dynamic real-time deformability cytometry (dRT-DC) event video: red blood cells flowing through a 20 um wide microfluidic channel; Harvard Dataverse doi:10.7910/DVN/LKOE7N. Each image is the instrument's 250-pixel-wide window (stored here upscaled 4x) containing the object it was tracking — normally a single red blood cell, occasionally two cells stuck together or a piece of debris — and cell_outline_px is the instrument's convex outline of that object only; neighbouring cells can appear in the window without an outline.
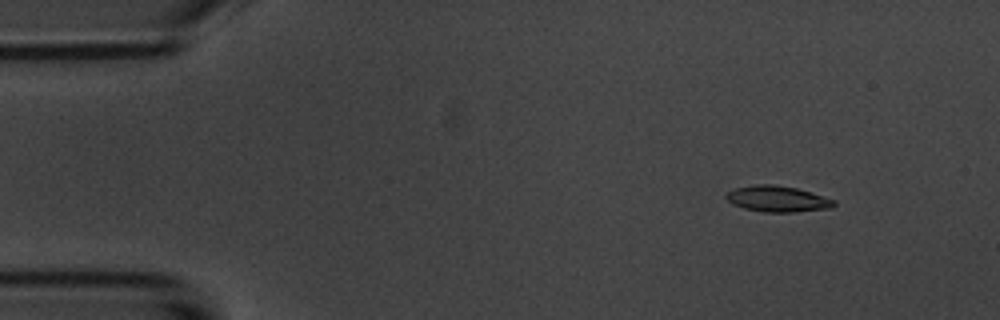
{"species": "common noctule bat (a hibernating species)", "species_latin": "Nyctalus noctula", "temperature_condition": "room temperature", "stored_images_in_passage": 9, "camera_frame_rate_fps": 3000, "um_per_image_px": 0.085, "animal": {"sex": "male", "body_mass_g": 20.1, "forearm_length_mm": 53.5}, "frame": {"image": 1, "passage_image": 2, "time_ms": 1.0, "image_size_px": [1000, 320], "cell_outline_px": [[836, 204], [832, 208], [792, 212], [764, 212], [744, 208], [732, 204], [724, 196], [728, 192], [736, 188], [756, 184], [776, 184], [796, 188], [836, 200]], "centroid_in_image_um": [66.09, 16.9], "position_along_channel_um": 18.9, "area_um2": 16.3}}
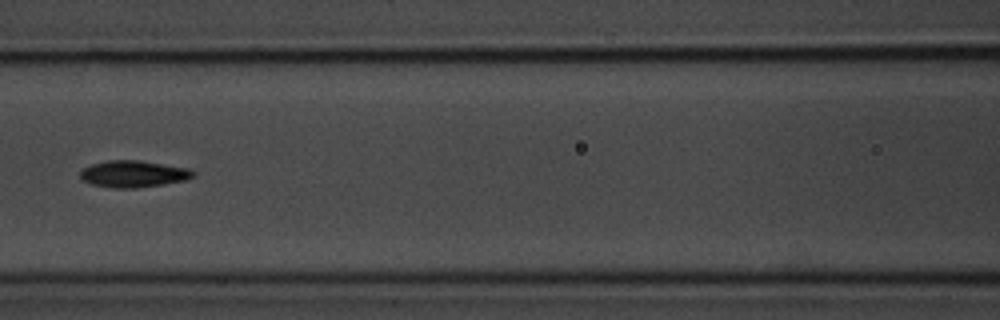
{"frame": {"image": 2, "passage_image": 7, "time_ms": 7.0, "image_size_px": [1000, 320], "cell_outline_px": [[196, 176], [188, 180], [164, 184], [136, 188], [112, 188], [92, 184], [84, 180], [80, 176], [80, 172], [84, 168], [92, 164], [108, 160], [140, 160], [188, 168], [196, 172]], "centroid_in_image_um": [11.4, 14.78], "position_along_channel_um": 155.2, "area_um2": 17.69}}
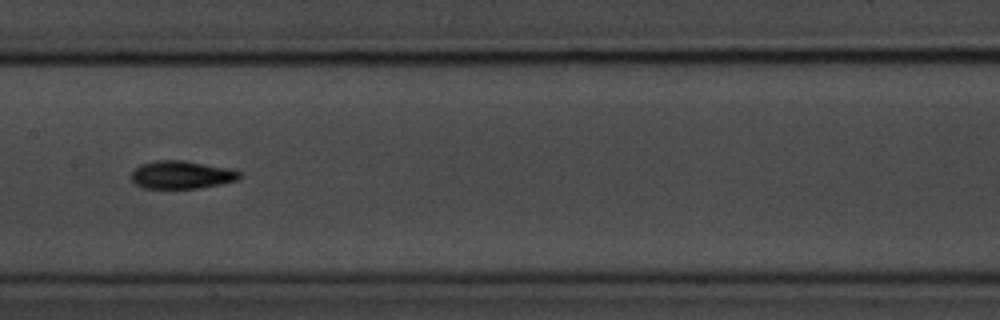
{"frame": {"image": 3, "passage_image": 8, "time_ms": 8.0, "image_size_px": [1000, 320], "cell_outline_px": [[240, 180], [200, 188], [144, 188], [136, 184], [132, 180], [132, 172], [140, 164], [156, 160], [184, 160], [228, 168], [240, 172]], "centroid_in_image_um": [15.44, 14.85], "position_along_channel_um": 192.0, "area_um2": 17.57}}